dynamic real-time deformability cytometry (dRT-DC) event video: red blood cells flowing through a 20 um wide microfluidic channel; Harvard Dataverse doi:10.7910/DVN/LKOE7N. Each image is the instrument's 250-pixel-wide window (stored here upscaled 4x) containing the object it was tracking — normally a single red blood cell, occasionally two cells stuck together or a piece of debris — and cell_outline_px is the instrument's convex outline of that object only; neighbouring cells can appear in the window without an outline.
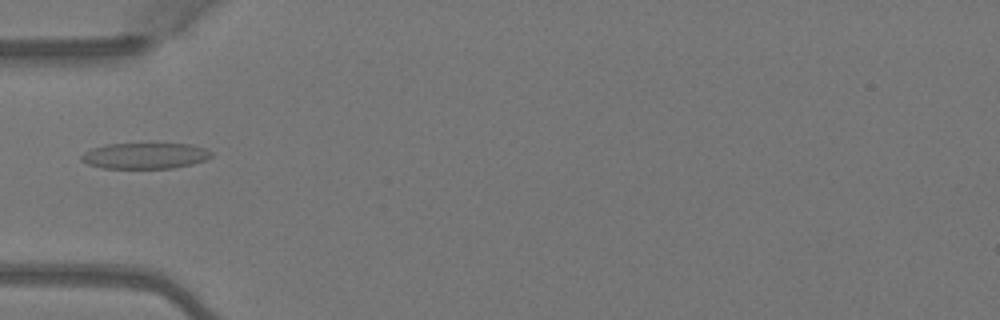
{"species": "Egyptian fruit bat (a non-hibernating species)", "species_latin": "Rousettus aegyptiacus", "temperature_condition": "warm", "stored_images_in_passage": 4, "camera_frame_rate_fps": 3000, "um_per_image_px": 0.085, "animal": {"sex": "female"}, "frame": {"image": 1, "passage_image": 4, "time_ms": 1.0, "image_size_px": [1000, 320], "cell_outline_px": [[212, 156], [204, 160], [192, 164], [172, 168], [104, 168], [88, 164], [80, 160], [80, 156], [84, 152], [92, 148], [108, 144], [192, 144], [204, 148], [212, 152]], "centroid_in_image_um": [12.31, 13.24], "position_along_channel_um": 72.7, "area_um2": 19.54}}